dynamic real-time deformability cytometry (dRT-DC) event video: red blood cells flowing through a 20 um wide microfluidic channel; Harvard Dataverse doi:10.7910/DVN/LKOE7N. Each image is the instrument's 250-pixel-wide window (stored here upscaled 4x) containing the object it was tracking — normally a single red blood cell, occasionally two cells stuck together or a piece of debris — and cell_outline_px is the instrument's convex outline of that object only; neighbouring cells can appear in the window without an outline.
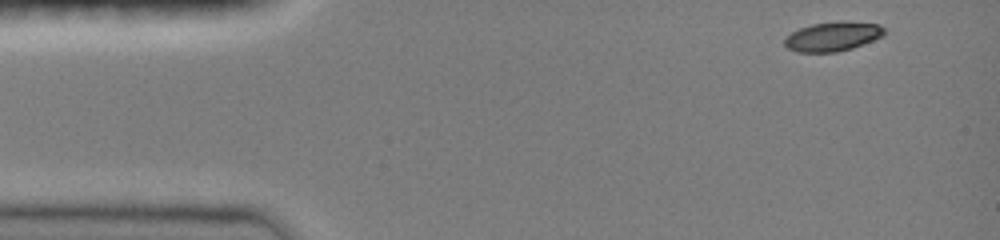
{"species": "common noctule bat (a hibernating species)", "species_latin": "Nyctalus noctula", "temperature_condition": "room temperature", "stored_images_in_passage": 27, "camera_frame_rate_fps": 3000, "um_per_image_px": 0.085, "animal": {"sex": "female", "body_mass_g": 19.0, "forearm_length_mm": 51.5}, "frame": {"image": 1, "passage_image": 1, "time_ms": 0.0, "image_size_px": [1000, 240], "cell_outline_px": [[884, 36], [852, 48], [836, 52], [796, 52], [788, 48], [784, 44], [784, 36], [800, 28], [812, 24], [880, 24], [884, 28]], "centroid_in_image_um": [70.72, 3.16], "position_along_channel_um": 14.3, "area_um2": 16.24}}
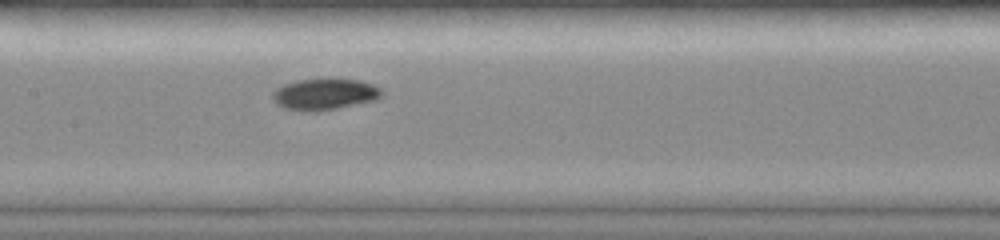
{"frame": {"image": 2, "passage_image": 12, "time_ms": 3.667, "image_size_px": [1000, 240], "cell_outline_px": [[384, 96], [376, 100], [316, 112], [308, 112], [284, 108], [276, 104], [272, 100], [272, 92], [276, 88], [284, 84], [296, 80], [328, 76], [332, 76], [360, 80], [372, 84], [380, 88], [384, 92]], "centroid_in_image_um": [27.6, 7.96], "position_along_channel_um": 179.8, "area_um2": 20.87}}
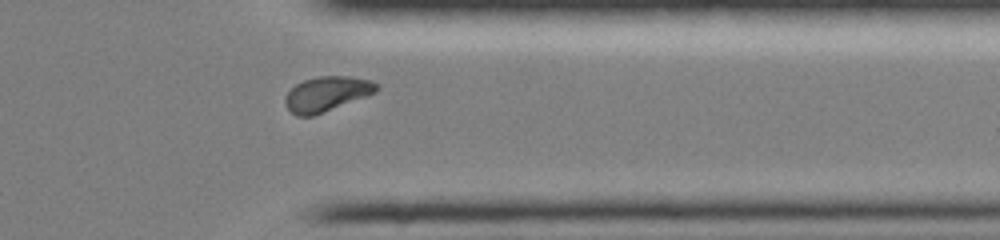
{"frame": {"image": 3, "passage_image": 22, "time_ms": 7.0, "image_size_px": [1000, 240], "cell_outline_px": [[376, 92], [312, 116], [296, 116], [288, 108], [284, 100], [288, 92], [296, 84], [304, 80], [316, 76], [348, 76], [372, 80], [376, 84]], "centroid_in_image_um": [27.74, 7.97], "position_along_channel_um": 383.7, "area_um2": 18.15}}